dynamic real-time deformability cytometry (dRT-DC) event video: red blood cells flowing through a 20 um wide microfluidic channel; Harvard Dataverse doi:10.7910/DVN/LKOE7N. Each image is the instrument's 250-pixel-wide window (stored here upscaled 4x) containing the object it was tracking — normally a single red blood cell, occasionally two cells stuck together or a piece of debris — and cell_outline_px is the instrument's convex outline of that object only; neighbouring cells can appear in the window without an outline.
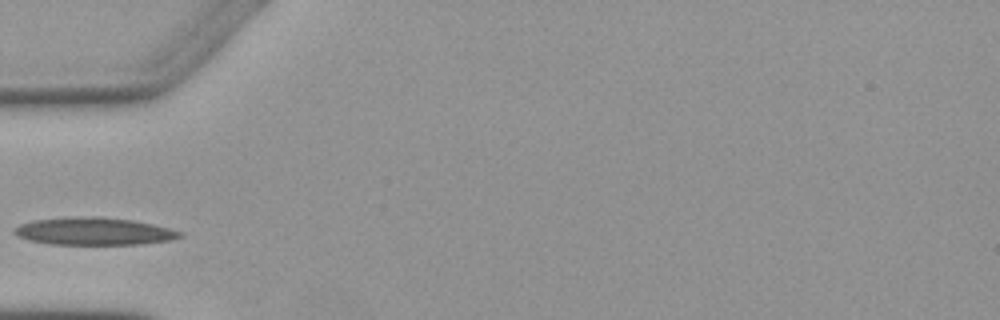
{"species": "Egyptian fruit bat (a non-hibernating species)", "species_latin": "Rousettus aegyptiacus", "temperature_condition": "warm", "stored_images_in_passage": 2, "camera_frame_rate_fps": 3000, "um_per_image_px": 0.085, "animal": {"sex": "female"}, "frame": {"image": 1, "passage_image": 2, "time_ms": 1.667, "image_size_px": [1000, 320], "cell_outline_px": [[184, 236], [172, 240], [140, 244], [48, 244], [28, 240], [16, 236], [12, 232], [12, 228], [20, 224], [36, 220], [76, 216], [96, 216], [132, 220], [152, 224], [184, 232]], "centroid_in_image_um": [7.97, 19.66], "position_along_channel_um": 77.0, "area_um2": 26.7}}